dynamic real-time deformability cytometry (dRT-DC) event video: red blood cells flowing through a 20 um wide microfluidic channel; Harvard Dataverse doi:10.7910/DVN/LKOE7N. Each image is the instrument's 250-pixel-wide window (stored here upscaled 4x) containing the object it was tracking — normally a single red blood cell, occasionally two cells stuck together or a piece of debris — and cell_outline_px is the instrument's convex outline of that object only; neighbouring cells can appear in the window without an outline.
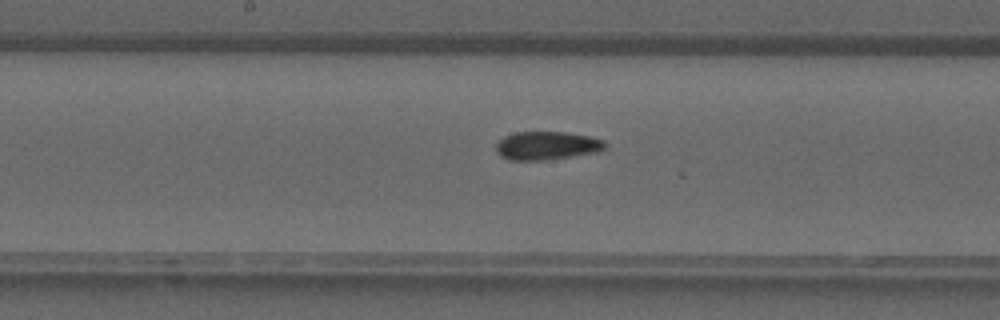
{"species": "common noctule bat (a hibernating species)", "species_latin": "Nyctalus noctula", "temperature_condition": "warm", "stored_images_in_passage": 36, "camera_frame_rate_fps": 3000, "um_per_image_px": 0.085, "animal": {"sex": "male", "forearm_length_mm": 52.5}, "frame": {"image": 1, "passage_image": 20, "time_ms": 6.333, "image_size_px": [1000, 320], "cell_outline_px": [[604, 148], [600, 152], [544, 160], [508, 160], [500, 156], [496, 152], [496, 144], [504, 136], [516, 132], [564, 132], [588, 136], [604, 140]], "centroid_in_image_um": [46.45, 12.38], "position_along_channel_um": 201.8, "area_um2": 17.98}}
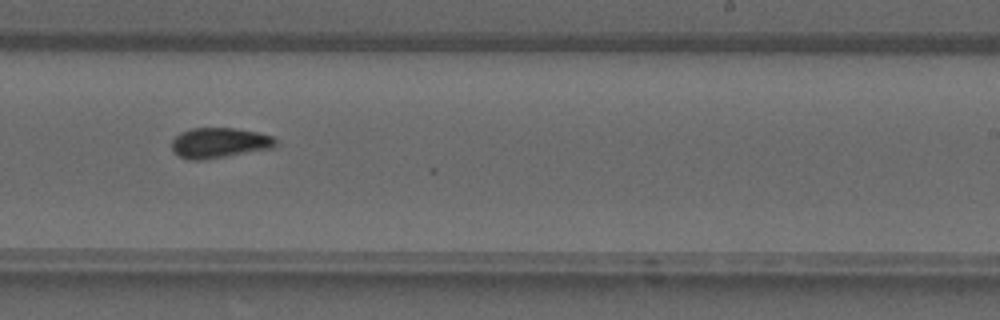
{"frame": {"image": 2, "passage_image": 24, "time_ms": 7.667, "image_size_px": [1000, 320], "cell_outline_px": [[276, 144], [272, 148], [204, 160], [188, 160], [172, 152], [172, 140], [180, 132], [192, 128], [236, 128], [256, 132], [272, 136], [276, 140]], "centroid_in_image_um": [18.6, 12.14], "position_along_channel_um": 270.4, "area_um2": 18.32}}
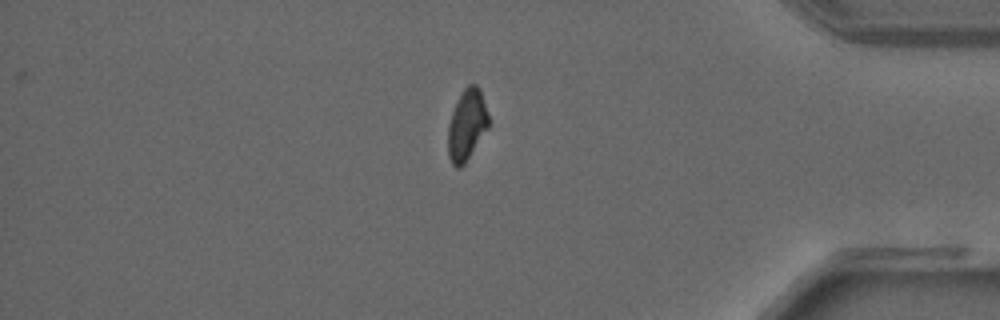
{"frame": {"image": 3, "passage_image": 33, "time_ms": 10.667, "image_size_px": [1000, 320], "cell_outline_px": [[492, 124], [464, 164], [460, 168], [456, 168], [452, 164], [448, 156], [448, 124], [452, 112], [464, 88], [468, 84], [476, 84], [480, 88]], "centroid_in_image_um": [39.72, 10.63], "position_along_channel_um": 395.5, "area_um2": 17.11}}